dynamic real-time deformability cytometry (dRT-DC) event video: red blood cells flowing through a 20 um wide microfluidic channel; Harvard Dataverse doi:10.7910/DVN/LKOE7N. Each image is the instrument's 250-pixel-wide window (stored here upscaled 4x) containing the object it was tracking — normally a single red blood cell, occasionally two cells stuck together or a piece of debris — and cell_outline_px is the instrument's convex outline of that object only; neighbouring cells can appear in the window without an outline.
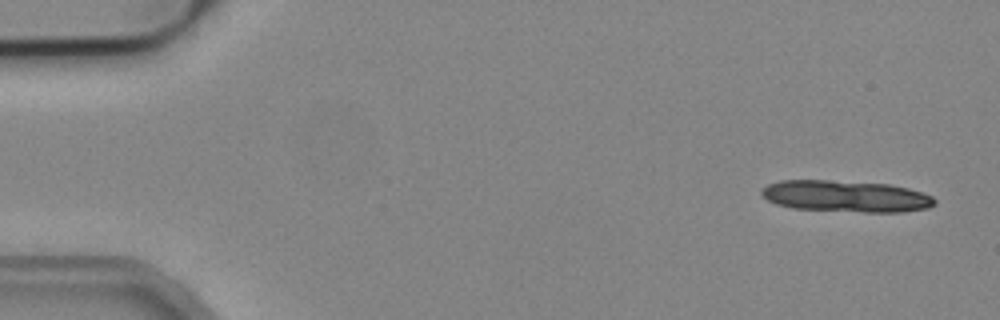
{"species": "common noctule bat (a hibernating species)", "species_latin": "Nyctalus noctula", "temperature_condition": "cold", "stored_images_in_passage": 4, "camera_frame_rate_fps": 3000, "um_per_image_px": 0.085, "animal": {"sex": "male", "body_mass_g": 19.2, "forearm_length_mm": 51.8}, "frame": {"image": 1, "passage_image": 1, "time_ms": 0.0, "image_size_px": [1000, 320], "cell_outline_px": [[936, 204], [928, 208], [900, 212], [864, 212], [792, 208], [776, 204], [768, 200], [760, 192], [760, 188], [768, 184], [780, 180], [828, 180], [888, 184], [908, 188], [932, 196], [936, 200]], "centroid_in_image_um": [71.88, 16.68], "position_along_channel_um": 13.1, "area_um2": 31.85}}